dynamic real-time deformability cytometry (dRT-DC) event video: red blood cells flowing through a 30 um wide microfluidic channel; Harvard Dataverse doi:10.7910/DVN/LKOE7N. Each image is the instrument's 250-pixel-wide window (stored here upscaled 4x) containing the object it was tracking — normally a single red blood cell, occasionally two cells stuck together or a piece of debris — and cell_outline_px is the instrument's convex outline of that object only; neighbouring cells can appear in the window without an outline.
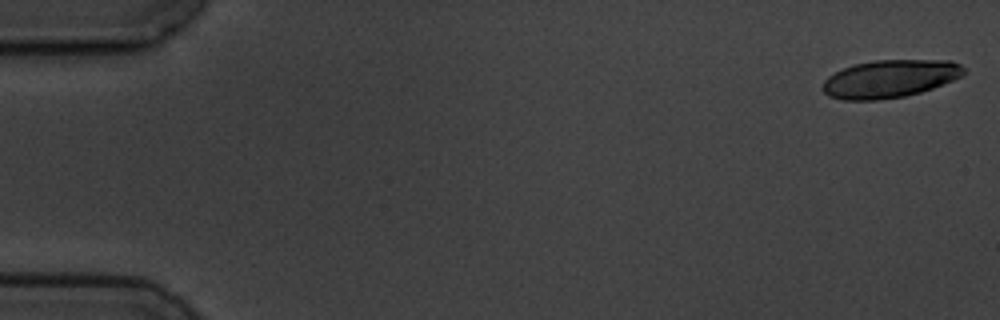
{"species": "common noctule bat (a hibernating species)", "species_latin": "Nyctalus noctula", "temperature_condition": "cold", "stored_images_in_passage": 8, "camera_frame_rate_fps": 3000, "um_per_image_px": 0.085, "animal": {"sex": "male", "body_mass_g": 19.5, "forearm_length_mm": 54.6}, "frame": {"image": 1, "passage_image": 1, "time_ms": 0.0, "image_size_px": [1000, 320], "cell_outline_px": [[964, 76], [932, 88], [920, 92], [904, 96], [876, 100], [844, 100], [828, 96], [820, 88], [824, 80], [828, 76], [844, 68], [856, 64], [876, 60], [952, 60], [960, 64], [964, 68]], "centroid_in_image_um": [75.64, 6.69], "position_along_channel_um": 9.4, "area_um2": 31.1}}